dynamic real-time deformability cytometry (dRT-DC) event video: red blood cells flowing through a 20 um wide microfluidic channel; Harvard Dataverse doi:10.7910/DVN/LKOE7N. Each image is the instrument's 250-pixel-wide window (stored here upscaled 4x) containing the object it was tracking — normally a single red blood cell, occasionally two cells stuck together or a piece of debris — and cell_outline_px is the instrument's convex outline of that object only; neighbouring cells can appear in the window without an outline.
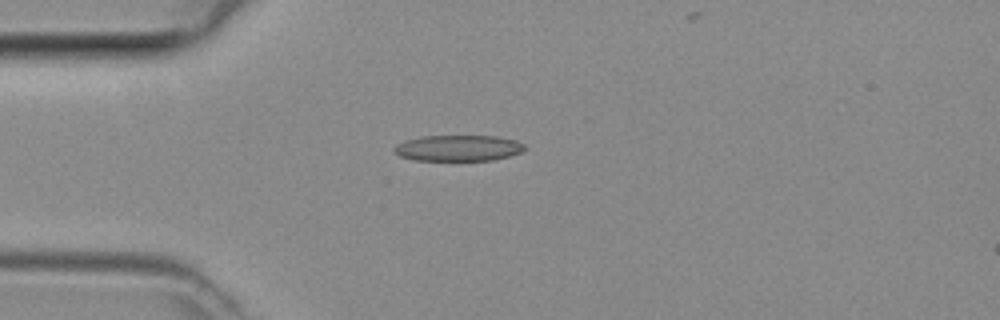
{"species": "common noctule bat (a hibernating species)", "species_latin": "Nyctalus noctula", "temperature_condition": "room temperature", "stored_images_in_passage": 2, "camera_frame_rate_fps": 3000, "um_per_image_px": 0.085, "animal": {"sex": "female", "body_mass_g": 29.2, "forearm_length_mm": 56.3}, "frame": {"image": 1, "passage_image": 1, "time_ms": 0.0, "image_size_px": [1000, 320], "cell_outline_px": [[528, 148], [520, 152], [508, 156], [492, 160], [416, 160], [400, 156], [392, 148], [396, 144], [404, 140], [420, 136], [496, 136], [516, 140], [524, 144]], "centroid_in_image_um": [38.95, 12.57], "position_along_channel_um": 46.1, "area_um2": 19.77}}